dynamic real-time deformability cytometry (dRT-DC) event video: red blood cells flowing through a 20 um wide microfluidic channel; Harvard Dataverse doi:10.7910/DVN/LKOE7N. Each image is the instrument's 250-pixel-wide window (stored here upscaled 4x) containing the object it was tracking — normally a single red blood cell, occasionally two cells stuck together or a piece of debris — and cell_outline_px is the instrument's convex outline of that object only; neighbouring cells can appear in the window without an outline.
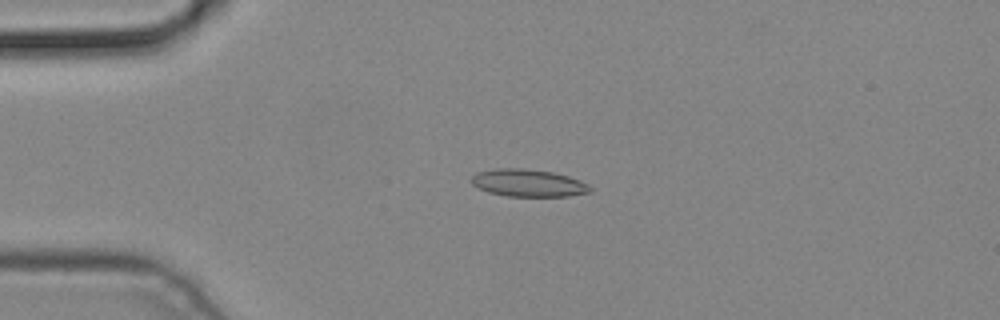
{"species": "common noctule bat (a hibernating species)", "species_latin": "Nyctalus noctula", "temperature_condition": "cold", "stored_images_in_passage": 5, "camera_frame_rate_fps": 3000, "um_per_image_px": 0.085, "animal": {"sex": "male", "body_mass_g": 19.2, "forearm_length_mm": 51.8}, "frame": {"image": 1, "passage_image": 3, "time_ms": 0.667, "image_size_px": [1000, 320], "cell_outline_px": [[592, 192], [568, 196], [508, 196], [488, 192], [472, 184], [468, 180], [476, 172], [496, 168], [524, 168], [552, 172], [568, 176], [580, 180], [588, 184], [592, 188]], "centroid_in_image_um": [44.89, 15.55], "position_along_channel_um": 40.1, "area_um2": 19.07}}
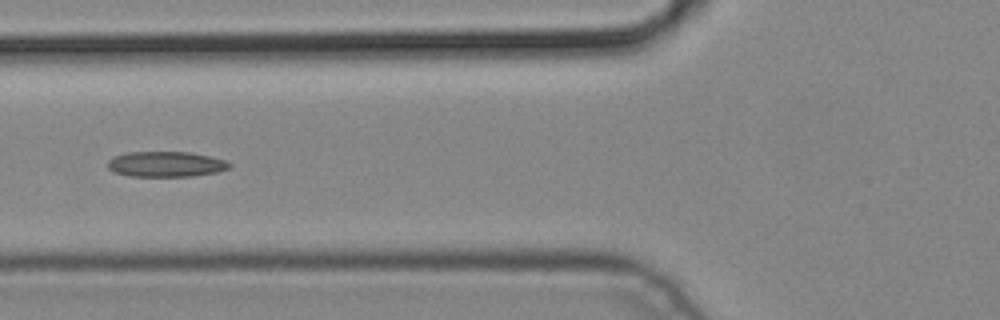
{"frame": {"image": 2, "passage_image": 5, "time_ms": 1.333, "image_size_px": [1000, 320], "cell_outline_px": [[232, 164], [228, 168], [216, 172], [192, 176], [132, 176], [112, 172], [108, 168], [108, 160], [112, 156], [124, 152], [192, 152], [228, 160]], "centroid_in_image_um": [14.09, 13.94], "position_along_channel_um": 111.7, "area_um2": 18.21}}